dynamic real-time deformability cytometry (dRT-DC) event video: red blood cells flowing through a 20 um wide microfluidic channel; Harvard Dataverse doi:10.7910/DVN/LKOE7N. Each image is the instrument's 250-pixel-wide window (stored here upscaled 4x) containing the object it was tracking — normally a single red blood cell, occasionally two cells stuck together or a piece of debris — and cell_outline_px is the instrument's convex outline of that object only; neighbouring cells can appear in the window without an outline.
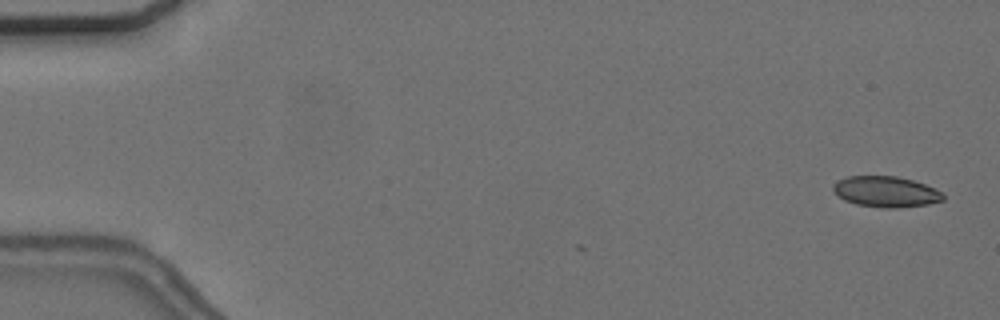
{"species": "common noctule bat (a hibernating species)", "species_latin": "Nyctalus noctula", "temperature_condition": "cold", "stored_images_in_passage": 2, "camera_frame_rate_fps": 3000, "um_per_image_px": 0.085, "animal": {"sex": "female", "body_mass_g": 24.6, "forearm_length_mm": 56.2}, "frame": {"image": 1, "passage_image": 2, "time_ms": 0.333, "image_size_px": [1000, 320], "cell_outline_px": [[944, 200], [928, 204], [896, 208], [884, 208], [856, 204], [844, 200], [832, 192], [832, 184], [836, 180], [848, 176], [896, 176], [912, 180], [924, 184], [944, 192]], "centroid_in_image_um": [75.27, 16.29], "position_along_channel_um": 9.7, "area_um2": 19.94}}